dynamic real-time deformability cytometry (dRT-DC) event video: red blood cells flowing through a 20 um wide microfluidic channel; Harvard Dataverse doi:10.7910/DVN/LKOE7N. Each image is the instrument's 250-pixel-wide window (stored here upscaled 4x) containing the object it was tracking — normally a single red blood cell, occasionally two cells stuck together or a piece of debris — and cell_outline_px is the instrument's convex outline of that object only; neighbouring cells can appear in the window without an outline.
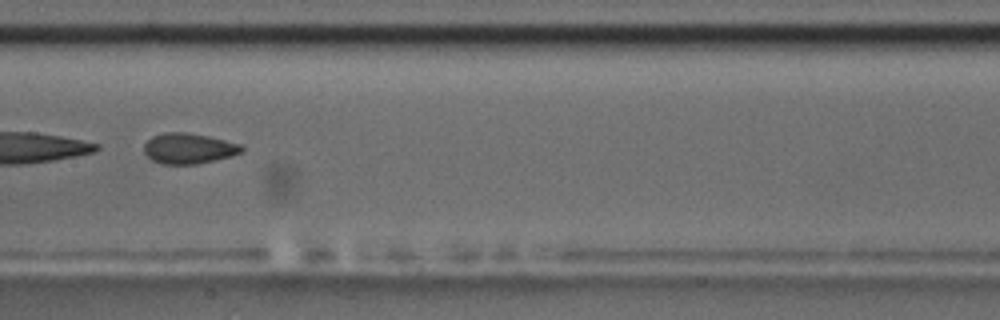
{"species": "common noctule bat (a hibernating species)", "species_latin": "Nyctalus noctula", "temperature_condition": "room temperature", "stored_images_in_passage": 31, "camera_frame_rate_fps": 3000, "um_per_image_px": 0.085, "animal": {"sex": "male", "body_mass_g": 17.5, "forearm_length_mm": 52.3}, "frame": {"image": 1, "passage_image": 13, "time_ms": 4.0, "image_size_px": [1000, 320], "cell_outline_px": [[244, 152], [196, 164], [160, 164], [152, 160], [144, 152], [144, 144], [152, 136], [164, 132], [184, 132], [208, 136], [240, 144], [244, 148]], "centroid_in_image_um": [16.0, 12.61], "position_along_channel_um": 191.4, "area_um2": 17.22}, "authors_computed_cell_mechanics": {"area_um2": 17.34, "velocity_mm_per_s": 3.6237, "shape_relaxation_time_tau1_ms": null, "shape_relaxation_time_tau2_ms": 1.772, "deformation_change_tau1": null, "deformation_change_tau2": 0.0752}}